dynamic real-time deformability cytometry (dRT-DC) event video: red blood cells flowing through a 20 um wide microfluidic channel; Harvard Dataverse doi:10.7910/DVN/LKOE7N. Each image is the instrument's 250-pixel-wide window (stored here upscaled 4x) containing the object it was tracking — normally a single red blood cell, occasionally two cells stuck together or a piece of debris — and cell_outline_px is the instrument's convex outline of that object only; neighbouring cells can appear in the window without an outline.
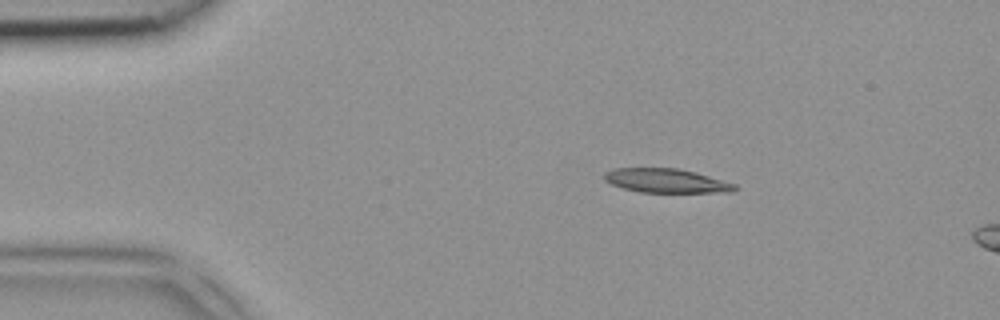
{"species": "common noctule bat (a hibernating species)", "species_latin": "Nyctalus noctula", "temperature_condition": "room temperature", "stored_images_in_passage": 4, "camera_frame_rate_fps": 3000, "um_per_image_px": 0.085, "animal": {"sex": "female", "body_mass_g": 18.4}, "frame": {"image": 1, "passage_image": 2, "time_ms": 0.333, "image_size_px": [1000, 320], "cell_outline_px": [[736, 188], [732, 192], [640, 192], [624, 188], [612, 184], [604, 180], [604, 172], [612, 168], [676, 168], [696, 172], [736, 184]], "centroid_in_image_um": [56.61, 15.35], "position_along_channel_um": 28.4, "area_um2": 18.21}}